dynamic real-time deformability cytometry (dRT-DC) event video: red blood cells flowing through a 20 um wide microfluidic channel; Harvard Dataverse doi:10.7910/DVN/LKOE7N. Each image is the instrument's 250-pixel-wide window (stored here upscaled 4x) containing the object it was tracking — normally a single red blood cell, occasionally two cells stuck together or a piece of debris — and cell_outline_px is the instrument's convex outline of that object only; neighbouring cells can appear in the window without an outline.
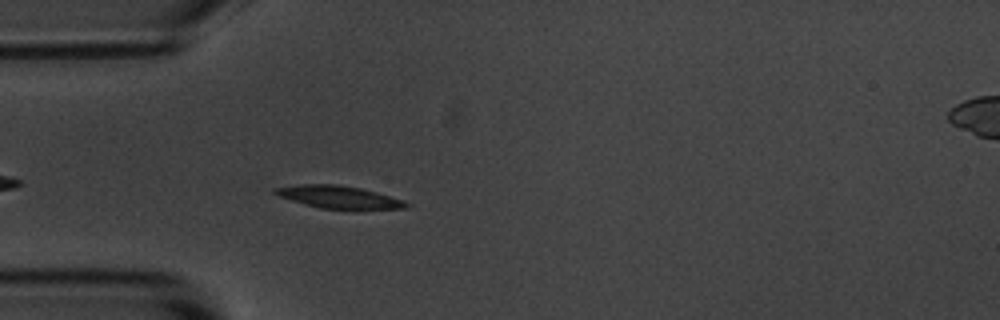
{"species": "common noctule bat (a hibernating species)", "species_latin": "Nyctalus noctula", "temperature_condition": "room temperature", "stored_images_in_passage": 43, "camera_frame_rate_fps": 3000, "um_per_image_px": 0.085, "animal": {"sex": "male", "body_mass_g": 20.1, "forearm_length_mm": 53.5}, "frame": {"image": 1, "passage_image": 4, "time_ms": 1.0, "image_size_px": [1000, 320], "cell_outline_px": [[412, 204], [408, 208], [320, 208], [304, 204], [280, 196], [272, 192], [272, 188], [300, 184], [336, 184], [360, 188], [376, 192], [404, 200]], "centroid_in_image_um": [28.78, 16.73], "position_along_channel_um": 56.2, "area_um2": 16.88}}
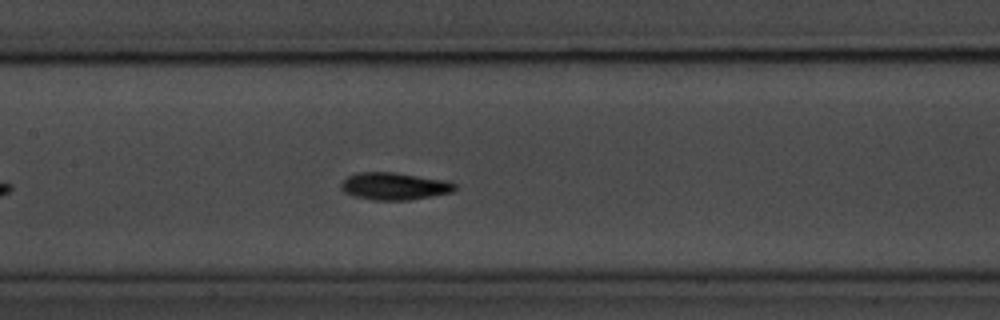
{"frame": {"image": 2, "passage_image": 14, "time_ms": 4.333, "image_size_px": [1000, 320], "cell_outline_px": [[456, 188], [452, 192], [432, 196], [408, 200], [376, 200], [352, 196], [344, 192], [340, 188], [340, 184], [348, 176], [360, 172], [396, 172], [448, 180], [456, 184]], "centroid_in_image_um": [33.53, 15.82], "position_along_channel_um": 173.9, "area_um2": 18.26}}
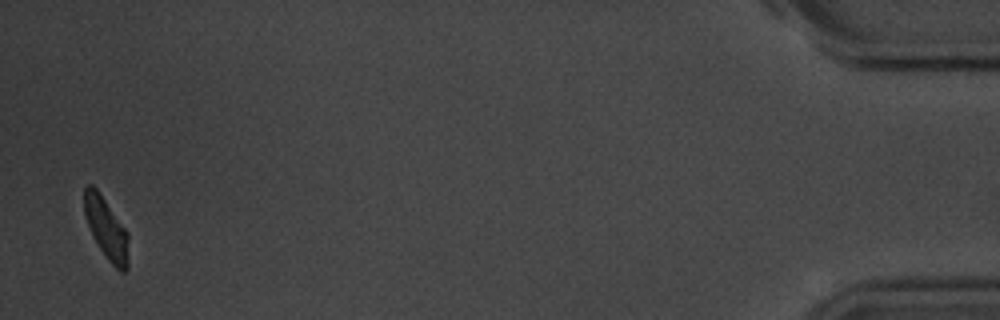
{"frame": {"image": 3, "passage_image": 42, "time_ms": 13.667, "image_size_px": [1000, 320], "cell_outline_px": [[128, 268], [124, 272], [120, 272], [108, 260], [92, 236], [84, 216], [84, 188], [88, 184], [92, 184], [96, 188], [128, 232]], "centroid_in_image_um": [9.03, 19.43], "position_along_channel_um": 426.2, "area_um2": 15.84}, "authors_computed_cell_mechanics": {"area_um2": 17.2244, "velocity_mm_per_s": 3.658, "shape_relaxation_time_tau1_ms": null, "shape_relaxation_time_tau2_ms": 3.2972, "deformation_change_tau1": null, "deformation_change_tau2": 0.0847}}